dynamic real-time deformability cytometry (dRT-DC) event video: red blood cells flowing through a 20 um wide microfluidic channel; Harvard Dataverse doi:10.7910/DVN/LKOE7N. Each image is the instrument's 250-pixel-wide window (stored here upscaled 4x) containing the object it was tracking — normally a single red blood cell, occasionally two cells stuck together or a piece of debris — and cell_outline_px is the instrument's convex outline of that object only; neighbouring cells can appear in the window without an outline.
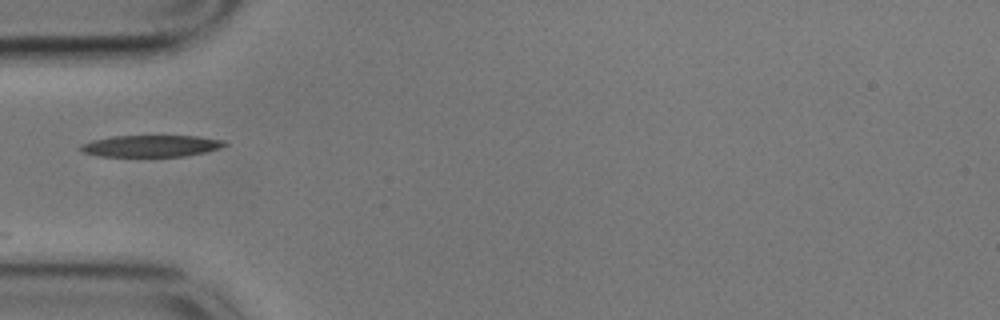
{"species": "common noctule bat (a hibernating species)", "species_latin": "Nyctalus noctula", "temperature_condition": "cold", "stored_images_in_passage": 9, "camera_frame_rate_fps": 3000, "um_per_image_px": 0.085, "animal": {"sex": "male", "body_mass_g": 17.9}, "frame": {"image": 1, "passage_image": 1, "time_ms": 0.0, "image_size_px": [1000, 320], "cell_outline_px": [[228, 144], [220, 148], [204, 152], [184, 156], [100, 156], [80, 152], [80, 144], [92, 140], [112, 136], [196, 136], [224, 140]], "centroid_in_image_um": [12.81, 12.4], "position_along_channel_um": 72.2, "area_um2": 18.15}}
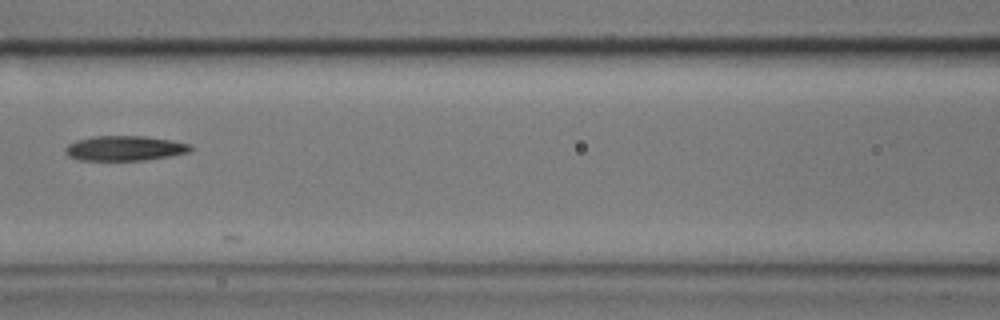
{"frame": {"image": 2, "passage_image": 8, "time_ms": 2.333, "image_size_px": [1000, 320], "cell_outline_px": [[196, 148], [192, 152], [172, 156], [144, 160], [80, 160], [68, 156], [64, 152], [64, 148], [68, 144], [76, 140], [92, 136], [144, 136], [172, 140], [192, 144]], "centroid_in_image_um": [10.66, 12.6], "position_along_channel_um": 155.9, "area_um2": 18.55}}